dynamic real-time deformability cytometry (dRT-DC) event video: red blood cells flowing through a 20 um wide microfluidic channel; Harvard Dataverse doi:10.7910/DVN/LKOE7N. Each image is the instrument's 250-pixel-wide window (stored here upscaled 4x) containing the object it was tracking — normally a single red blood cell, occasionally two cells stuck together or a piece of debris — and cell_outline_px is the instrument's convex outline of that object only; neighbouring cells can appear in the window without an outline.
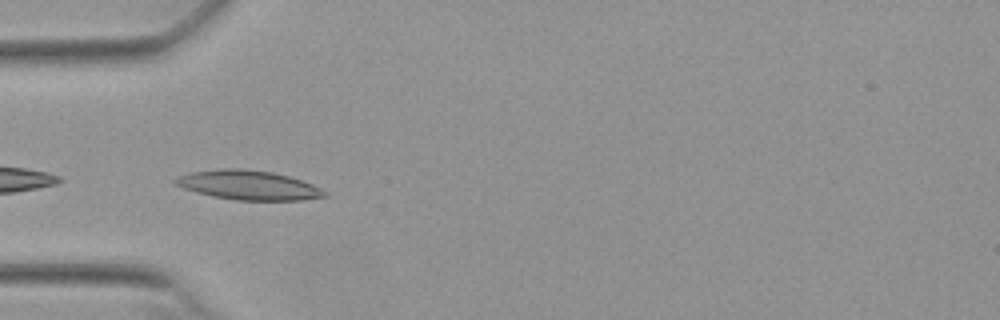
{"species": "Egyptian fruit bat (a non-hibernating species)", "species_latin": "Rousettus aegyptiacus", "temperature_condition": "warm", "stored_images_in_passage": 6, "camera_frame_rate_fps": 3000, "um_per_image_px": 0.085, "animal": {"sex": "female"}, "frame": {"image": 1, "passage_image": 1, "time_ms": 0.0, "image_size_px": [1000, 320], "cell_outline_px": [[328, 196], [300, 200], [236, 200], [212, 196], [196, 192], [184, 188], [176, 184], [172, 180], [176, 176], [192, 172], [224, 168], [240, 168], [272, 172], [288, 176], [312, 184], [328, 192]], "centroid_in_image_um": [21.11, 15.73], "position_along_channel_um": 63.9, "area_um2": 25.43}}